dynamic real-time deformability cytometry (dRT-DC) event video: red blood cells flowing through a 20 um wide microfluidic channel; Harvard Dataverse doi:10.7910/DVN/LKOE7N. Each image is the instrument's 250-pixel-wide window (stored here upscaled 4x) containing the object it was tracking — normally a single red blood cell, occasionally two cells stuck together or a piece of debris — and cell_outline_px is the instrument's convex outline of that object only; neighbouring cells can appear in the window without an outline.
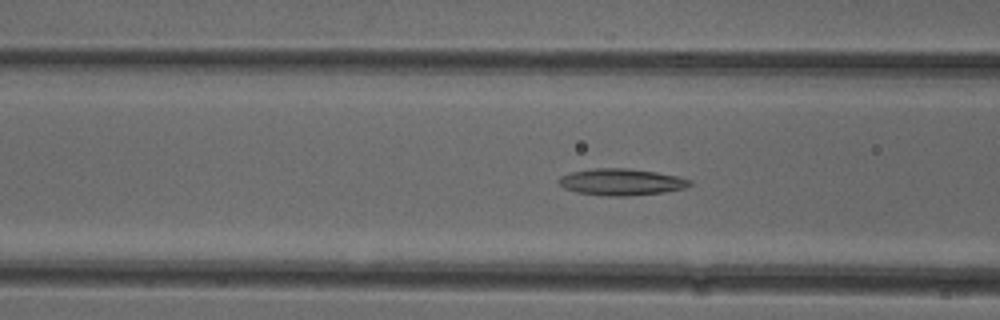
{"species": "common noctule bat (a hibernating species)", "species_latin": "Nyctalus noctula", "temperature_condition": "cold", "stored_images_in_passage": 52, "camera_frame_rate_fps": 3000, "um_per_image_px": 0.085, "animal": {"sex": "female"}, "frame": {"image": 1, "passage_image": 20, "time_ms": 6.333, "image_size_px": [1000, 320], "cell_outline_px": [[692, 184], [684, 188], [664, 192], [628, 196], [608, 196], [576, 192], [564, 188], [556, 180], [560, 176], [572, 172], [592, 168], [628, 168], [656, 172], [676, 176], [692, 180]], "centroid_in_image_um": [52.79, 15.46], "position_along_channel_um": 113.8, "area_um2": 20.35}}
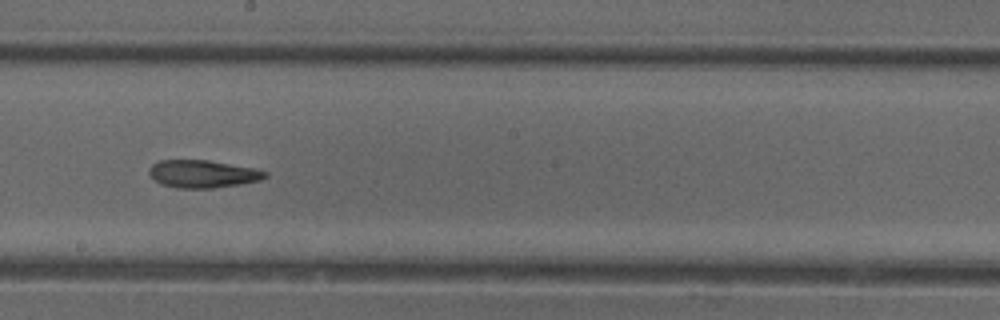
{"frame": {"image": 2, "passage_image": 29, "time_ms": 9.333, "image_size_px": [1000, 320], "cell_outline_px": [[268, 176], [260, 180], [240, 184], [212, 188], [176, 188], [164, 184], [156, 180], [148, 172], [148, 168], [152, 164], [160, 160], [208, 160], [256, 168], [268, 172]], "centroid_in_image_um": [17.26, 14.77], "position_along_channel_um": 230.9, "area_um2": 18.67}}
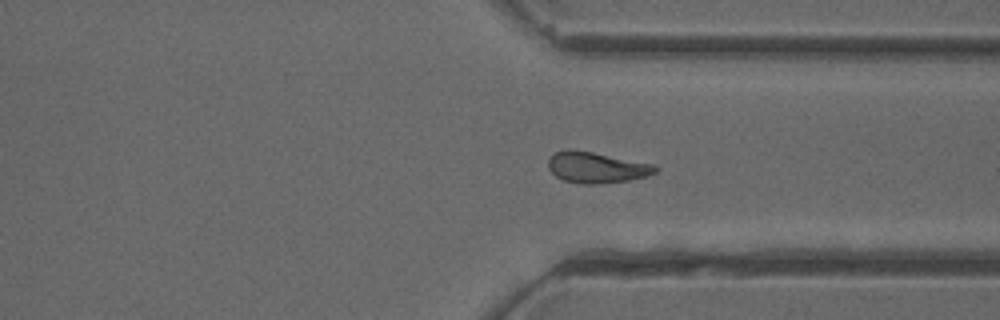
{"frame": {"image": 3, "passage_image": 39, "time_ms": 12.667, "image_size_px": [1000, 320], "cell_outline_px": [[660, 168], [656, 172], [648, 176], [628, 180], [596, 184], [580, 184], [564, 180], [556, 176], [548, 168], [548, 160], [552, 152], [564, 148], [572, 148], [656, 164]], "centroid_in_image_um": [50.69, 14.21], "position_along_channel_um": 360.7, "area_um2": 19.77}, "authors_computed_cell_mechanics": {"area_um2": 19.4786, "velocity_mm_per_s": 3.9018, "shape_relaxation_time_tau1_ms": null, "shape_relaxation_time_tau2_ms": 3.6781, "deformation_change_tau1": null, "deformation_change_tau2": 0.1176}}